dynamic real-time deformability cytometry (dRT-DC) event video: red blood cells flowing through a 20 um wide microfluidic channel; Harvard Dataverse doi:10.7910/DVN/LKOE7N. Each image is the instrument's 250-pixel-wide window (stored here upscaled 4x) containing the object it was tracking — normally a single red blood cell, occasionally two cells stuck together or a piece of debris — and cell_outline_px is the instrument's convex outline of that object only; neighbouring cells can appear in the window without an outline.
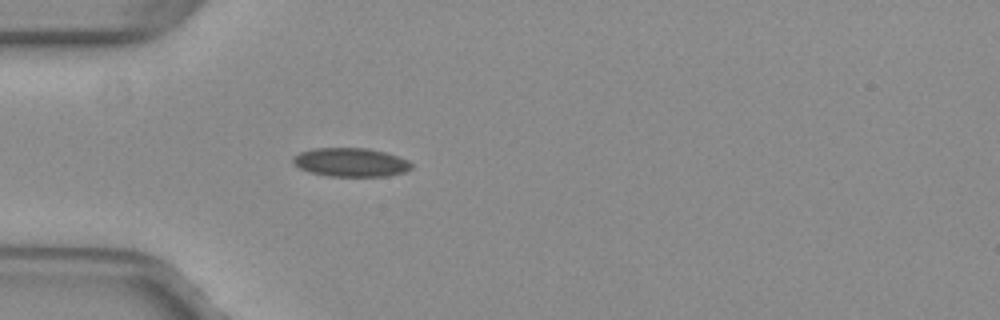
{"species": "common noctule bat (a hibernating species)", "species_latin": "Nyctalus noctula", "temperature_condition": "warm", "stored_images_in_passage": 26, "camera_frame_rate_fps": 3000, "um_per_image_px": 0.085, "animal": {"sex": "female", "body_mass_g": 29.2, "forearm_length_mm": 56.3}, "frame": {"image": 1, "passage_image": 1, "time_ms": 0.0, "image_size_px": [1000, 320], "cell_outline_px": [[412, 168], [404, 172], [388, 176], [328, 176], [308, 172], [292, 164], [292, 156], [300, 152], [312, 148], [368, 148], [384, 152], [408, 160], [412, 164]], "centroid_in_image_um": [29.77, 13.79], "position_along_channel_um": 55.2, "area_um2": 19.94}}
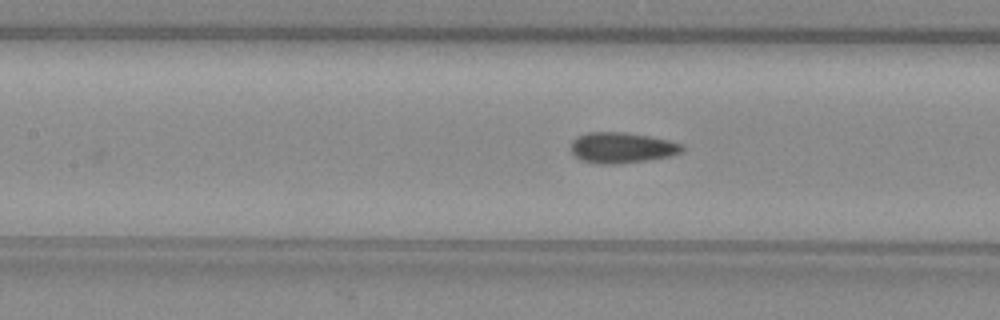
{"frame": {"image": 2, "passage_image": 9, "time_ms": 2.667, "image_size_px": [1000, 320], "cell_outline_px": [[684, 152], [672, 156], [616, 164], [596, 164], [580, 160], [572, 152], [572, 140], [576, 136], [588, 132], [624, 132], [648, 136], [668, 140], [684, 144]], "centroid_in_image_um": [52.87, 12.55], "position_along_channel_um": 154.5, "area_um2": 20.0}}
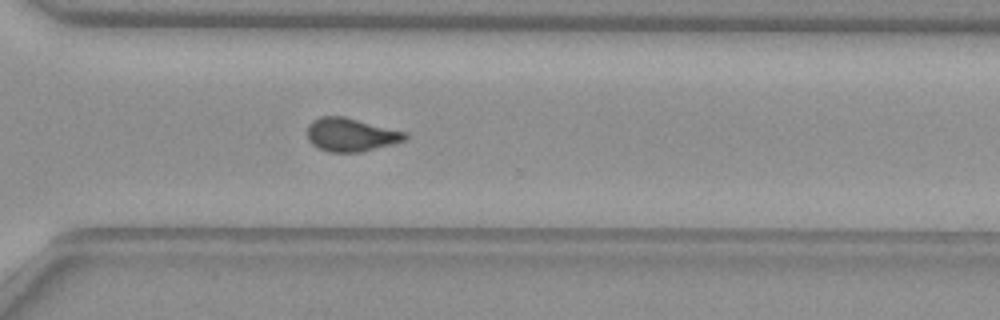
{"frame": {"image": 3, "passage_image": 23, "time_ms": 7.333, "image_size_px": [1000, 320], "cell_outline_px": [[408, 140], [360, 152], [328, 152], [316, 148], [308, 140], [308, 124], [312, 120], [320, 116], [344, 116], [408, 132]], "centroid_in_image_um": [29.83, 11.45], "position_along_channel_um": 340.8, "area_um2": 19.31}, "authors_computed_cell_mechanics": {"area_um2": 19.6231, "velocity_mm_per_s": 3.9984, "shape_relaxation_time_tau1_ms": null, "shape_relaxation_time_tau2_ms": 1.1616, "deformation_change_tau1": null, "deformation_change_tau2": 0.0678}}